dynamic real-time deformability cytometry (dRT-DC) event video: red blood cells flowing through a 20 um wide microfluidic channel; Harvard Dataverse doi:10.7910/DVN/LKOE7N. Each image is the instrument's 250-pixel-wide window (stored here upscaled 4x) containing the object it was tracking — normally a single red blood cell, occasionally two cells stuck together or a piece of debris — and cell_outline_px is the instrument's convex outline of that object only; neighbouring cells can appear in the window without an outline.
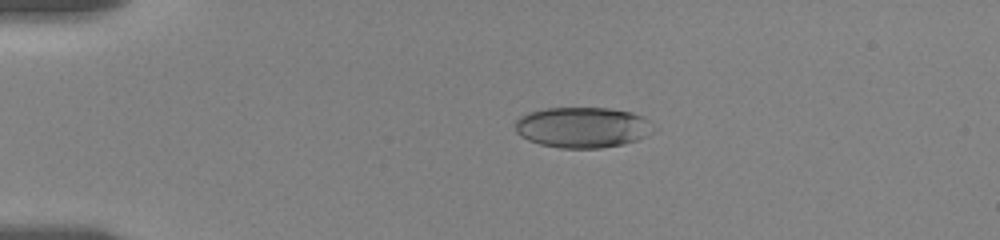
{"species": "human", "species_latin": "Homo sapiens", "temperature_condition": "room temperature", "stored_images_in_passage": 7, "camera_frame_rate_fps": 3000, "um_per_image_px": 0.085, "donor": {"sex": "female"}, "frame": {"image": 1, "passage_image": 2, "time_ms": 1.0, "image_size_px": [1000, 240], "cell_outline_px": [[648, 136], [624, 144], [600, 148], [560, 148], [540, 144], [528, 140], [520, 136], [516, 132], [516, 120], [520, 116], [532, 112], [548, 108], [608, 108], [632, 112], [640, 116], [644, 120]], "centroid_in_image_um": [49.41, 10.84], "position_along_channel_um": 35.6, "area_um2": 32.02}}
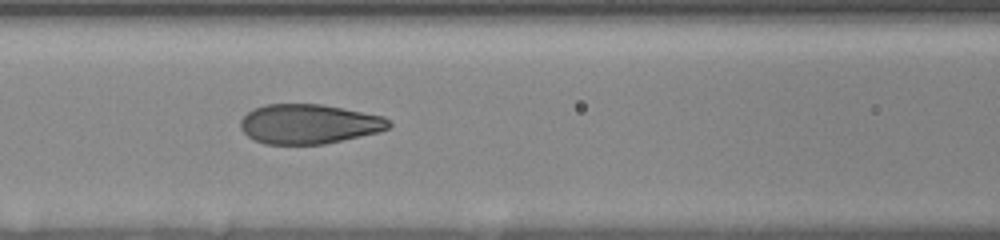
{"frame": {"image": 2, "passage_image": 6, "time_ms": 5.333, "image_size_px": [1000, 240], "cell_outline_px": [[392, 124], [388, 128], [376, 132], [360, 136], [324, 144], [264, 144], [248, 136], [240, 128], [240, 120], [248, 112], [264, 104], [320, 104], [384, 116]], "centroid_in_image_um": [26.23, 10.54], "position_along_channel_um": 140.4, "area_um2": 33.99}}
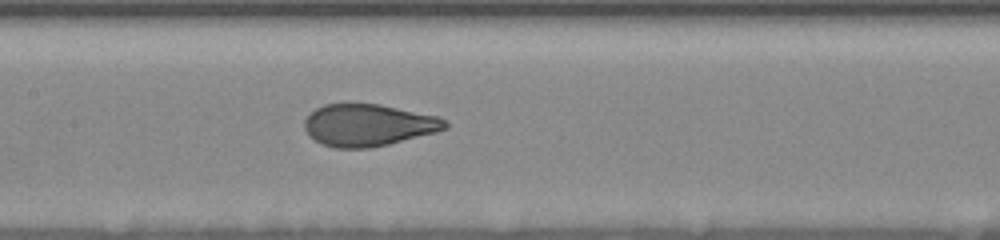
{"frame": {"image": 3, "passage_image": 7, "time_ms": 6.333, "image_size_px": [1000, 240], "cell_outline_px": [[448, 128], [436, 132], [372, 148], [336, 148], [324, 144], [308, 136], [304, 128], [304, 120], [316, 108], [324, 104], [348, 100], [380, 104], [436, 116], [444, 120], [448, 124]], "centroid_in_image_um": [31.25, 10.59], "position_along_channel_um": 176.2, "area_um2": 35.03}}